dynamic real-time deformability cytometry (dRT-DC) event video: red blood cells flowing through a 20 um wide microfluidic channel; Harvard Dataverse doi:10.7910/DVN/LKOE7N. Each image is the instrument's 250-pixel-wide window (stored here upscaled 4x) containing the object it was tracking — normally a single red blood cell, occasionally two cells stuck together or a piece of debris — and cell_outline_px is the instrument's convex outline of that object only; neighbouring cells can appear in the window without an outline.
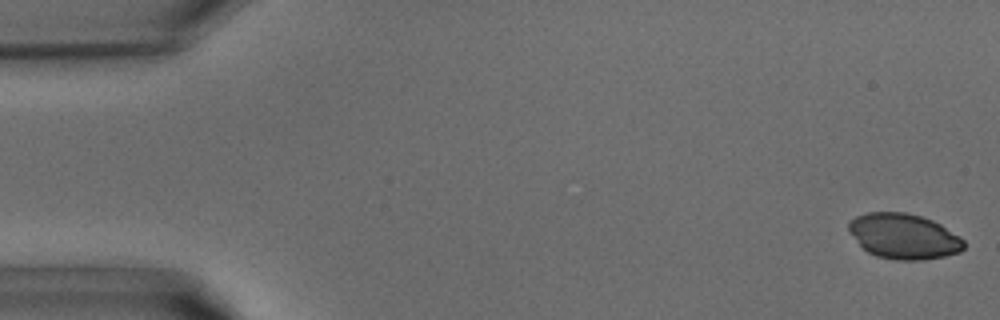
{"species": "common noctule bat (a hibernating species)", "species_latin": "Nyctalus noctula", "temperature_condition": "warm", "stored_images_in_passage": 39, "camera_frame_rate_fps": 3000, "um_per_image_px": 0.085, "animal": {"sex": "male", "body_mass_g": 15.6}, "frame": {"image": 1, "passage_image": 1, "time_ms": 0.0, "image_size_px": [1000, 320], "cell_outline_px": [[964, 248], [960, 252], [944, 256], [924, 260], [896, 260], [876, 256], [868, 252], [848, 232], [848, 224], [856, 216], [868, 212], [904, 212], [920, 216], [932, 220], [940, 224], [960, 236], [964, 240]], "centroid_in_image_um": [76.83, 20.09], "position_along_channel_um": 8.2, "area_um2": 30.4}}
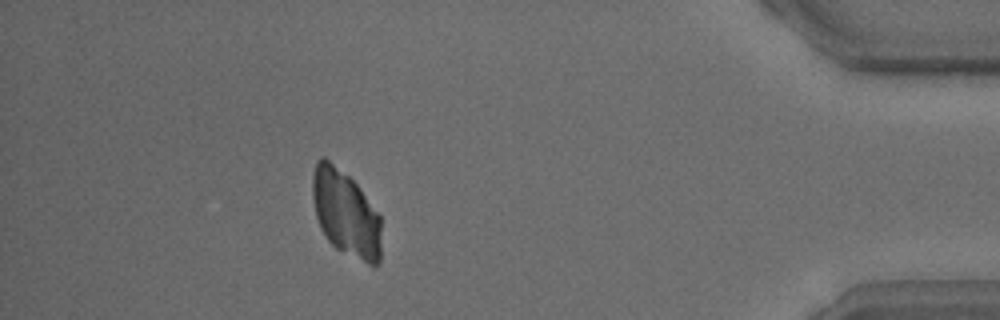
{"frame": {"image": 2, "passage_image": 35, "time_ms": 11.333, "image_size_px": [1000, 320], "cell_outline_px": [[380, 260], [376, 264], [368, 264], [336, 248], [328, 240], [320, 228], [316, 216], [312, 196], [312, 176], [316, 160], [320, 156], [324, 156], [348, 176], [356, 184], [380, 216]], "centroid_in_image_um": [29.35, 18.11], "position_along_channel_um": 405.9, "area_um2": 34.22}}